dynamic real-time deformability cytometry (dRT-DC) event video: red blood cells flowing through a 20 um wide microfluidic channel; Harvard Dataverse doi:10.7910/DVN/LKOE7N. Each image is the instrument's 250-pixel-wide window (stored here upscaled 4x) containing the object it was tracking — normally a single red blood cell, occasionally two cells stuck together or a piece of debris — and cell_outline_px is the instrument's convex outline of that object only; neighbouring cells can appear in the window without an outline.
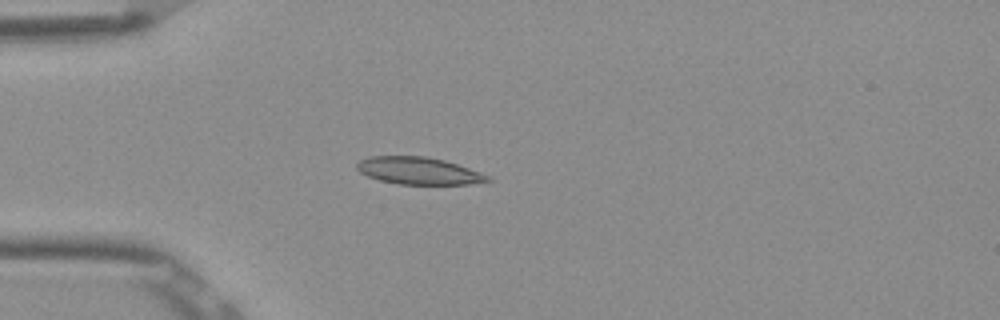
{"species": "Egyptian fruit bat (a non-hibernating species)", "species_latin": "Rousettus aegyptiacus", "temperature_condition": "room temperature", "stored_images_in_passage": 5, "camera_frame_rate_fps": 3000, "um_per_image_px": 0.085, "frame": {"image": 1, "passage_image": 3, "time_ms": 0.667, "image_size_px": [1000, 320], "cell_outline_px": [[492, 180], [468, 184], [396, 184], [380, 180], [368, 176], [360, 172], [356, 168], [356, 164], [360, 160], [368, 156], [424, 156], [444, 160], [480, 172], [488, 176]], "centroid_in_image_um": [35.54, 14.51], "position_along_channel_um": 49.5, "area_um2": 20.58}}
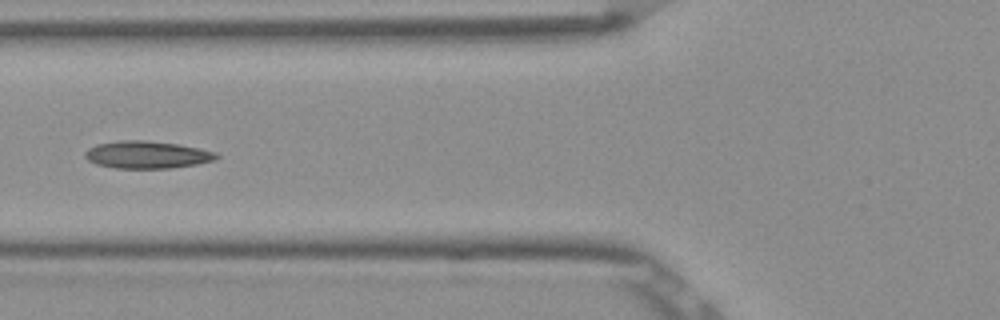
{"frame": {"image": 2, "passage_image": 5, "time_ms": 1.333, "image_size_px": [1000, 320], "cell_outline_px": [[220, 156], [216, 160], [196, 164], [168, 168], [116, 168], [96, 164], [88, 160], [84, 156], [84, 152], [88, 148], [96, 144], [120, 140], [148, 140], [176, 144], [200, 148], [216, 152]], "centroid_in_image_um": [12.49, 13.14], "position_along_channel_um": 113.3, "area_um2": 21.04}}